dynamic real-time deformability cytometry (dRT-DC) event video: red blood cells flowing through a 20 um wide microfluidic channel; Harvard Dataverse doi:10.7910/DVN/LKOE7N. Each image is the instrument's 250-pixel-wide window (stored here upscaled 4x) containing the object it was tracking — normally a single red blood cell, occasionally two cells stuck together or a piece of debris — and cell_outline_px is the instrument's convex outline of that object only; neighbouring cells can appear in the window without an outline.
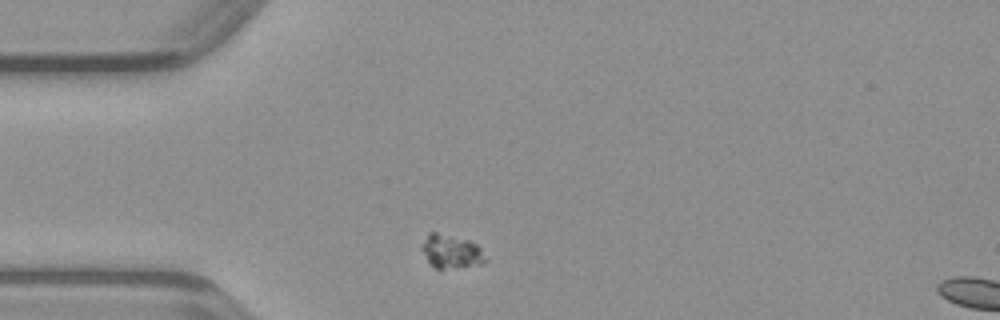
{"species": "common noctule bat (a hibernating species)", "species_latin": "Nyctalus noctula", "temperature_condition": "warm", "stored_images_in_passage": 40, "segment_of_instrument_passage": [1, 2], "camera_frame_rate_fps": 3000, "um_per_image_px": 0.085, "animal": {"sex": "male", "body_mass_g": 23.1, "forearm_length_mm": 52.7}, "frame": {"image": 1, "passage_image": 2, "time_ms": 0.333, "image_size_px": [1000, 320], "cell_outline_px": [[488, 260], [480, 264], [456, 268], [436, 268], [428, 260], [420, 248], [428, 232], [436, 232], [468, 240], [476, 244], [480, 248]], "centroid_in_image_um": [38.35, 21.37], "position_along_channel_um": 46.6, "area_um2": 12.31}}
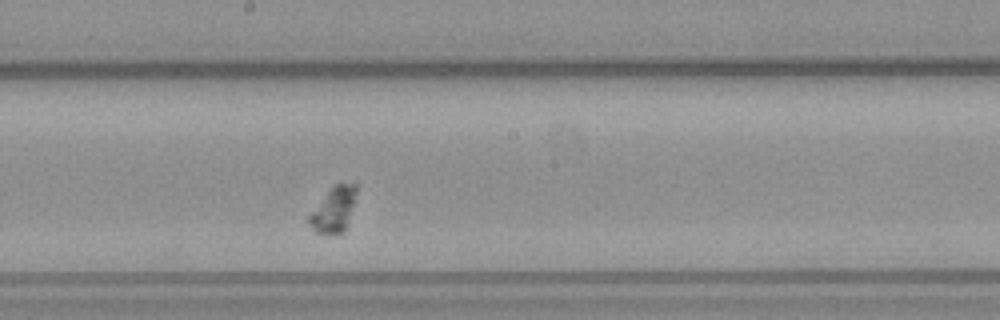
{"frame": {"image": 2, "passage_image": 16, "time_ms": 5.0, "image_size_px": [1000, 320], "cell_outline_px": [[356, 192], [344, 228], [340, 232], [316, 232], [308, 224], [308, 216], [328, 192], [336, 184], [356, 180]], "centroid_in_image_um": [28.35, 17.74], "position_along_channel_um": 219.8, "area_um2": 11.62}}
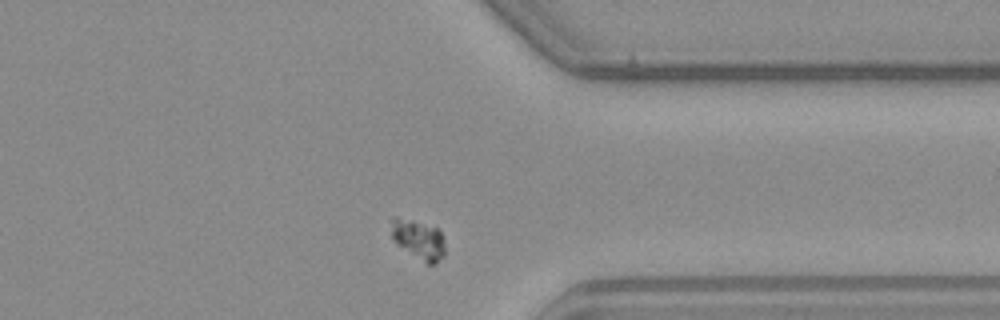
{"frame": {"image": 3, "passage_image": 28, "time_ms": 9.0, "image_size_px": [1000, 320], "cell_outline_px": [[444, 256], [436, 264], [428, 264], [396, 244], [392, 240], [388, 220], [392, 216], [396, 216], [412, 220], [436, 228], [440, 232], [444, 240]], "centroid_in_image_um": [35.5, 20.33], "position_along_channel_um": 375.9, "area_um2": 12.6}}